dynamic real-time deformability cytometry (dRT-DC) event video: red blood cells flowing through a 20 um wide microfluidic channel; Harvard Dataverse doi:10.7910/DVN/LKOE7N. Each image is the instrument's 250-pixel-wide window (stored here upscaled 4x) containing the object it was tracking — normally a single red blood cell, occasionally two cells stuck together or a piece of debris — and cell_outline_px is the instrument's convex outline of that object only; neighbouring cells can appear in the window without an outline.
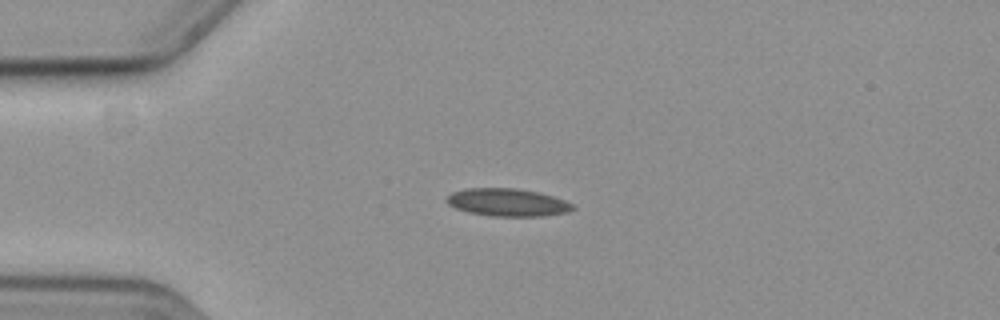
{"species": "common noctule bat (a hibernating species)", "species_latin": "Nyctalus noctula", "temperature_condition": "cold", "stored_images_in_passage": 38, "camera_frame_rate_fps": 3000, "um_per_image_px": 0.085, "animal": {"sex": "female", "body_mass_g": 19.3, "forearm_length_mm": 54.1}, "frame": {"image": 1, "passage_image": 1, "time_ms": 0.0, "image_size_px": [1000, 320], "cell_outline_px": [[576, 208], [568, 212], [540, 216], [492, 216], [468, 212], [456, 208], [448, 204], [444, 200], [452, 192], [464, 188], [516, 188], [540, 192], [564, 200], [572, 204]], "centroid_in_image_um": [43.12, 17.19], "position_along_channel_um": 41.9, "area_um2": 20.4}}
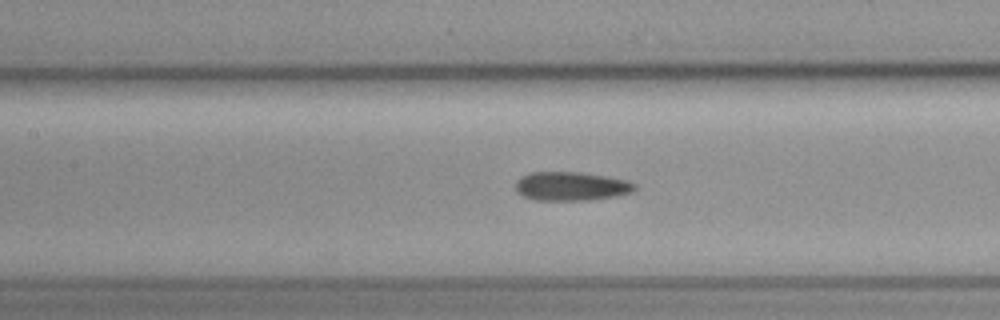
{"frame": {"image": 2, "passage_image": 13, "time_ms": 4.0, "image_size_px": [1000, 320], "cell_outline_px": [[636, 188], [632, 192], [616, 196], [592, 200], [532, 200], [516, 192], [516, 180], [532, 172], [580, 172], [628, 180], [636, 184]], "centroid_in_image_um": [48.56, 15.84], "position_along_channel_um": 158.8, "area_um2": 20.06}}
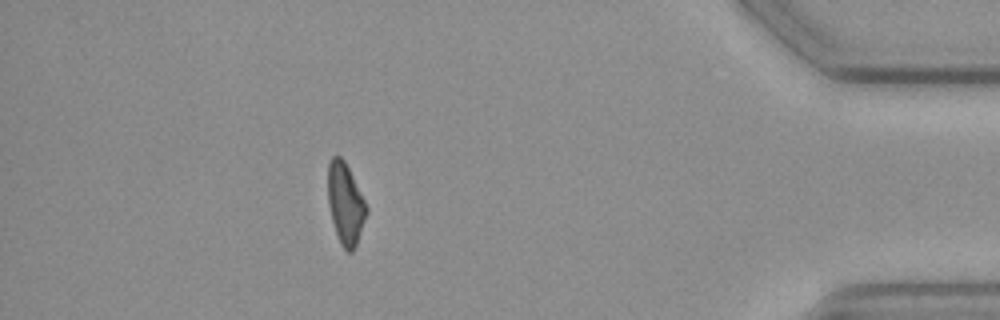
{"frame": {"image": 3, "passage_image": 38, "time_ms": 12.333, "image_size_px": [1000, 320], "cell_outline_px": [[368, 212], [356, 244], [352, 252], [348, 252], [340, 244], [332, 220], [328, 204], [328, 164], [332, 156], [340, 156], [344, 160], [368, 208]], "centroid_in_image_um": [29.35, 17.32], "position_along_channel_um": 405.9, "area_um2": 17.98}, "authors_computed_cell_mechanics": {"area_um2": 19.7676, "velocity_mm_per_s": 3.5842, "shape_relaxation_time_tau1_ms": 7.7071, "shape_relaxation_time_tau2_ms": 6.505, "deformation_change_tau1": 0.1488, "deformation_change_tau2": 0.1505}}